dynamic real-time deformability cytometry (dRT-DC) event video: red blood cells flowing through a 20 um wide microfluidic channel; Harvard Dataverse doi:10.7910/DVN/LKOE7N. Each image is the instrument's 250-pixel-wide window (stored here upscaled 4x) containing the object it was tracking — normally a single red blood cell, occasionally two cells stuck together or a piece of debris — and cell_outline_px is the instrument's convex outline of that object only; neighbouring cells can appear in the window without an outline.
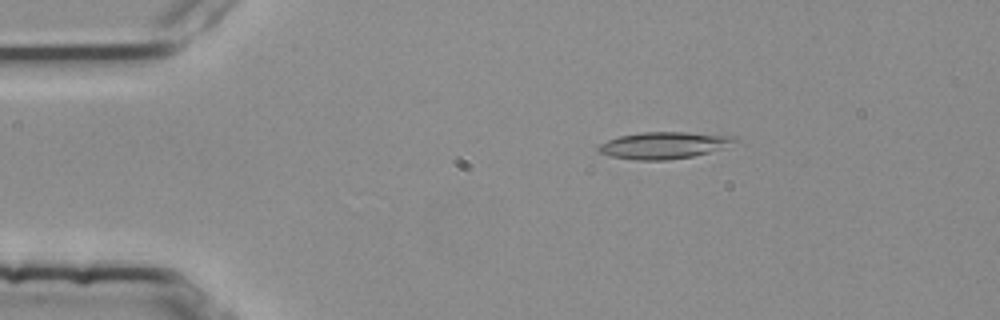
{"species": "common noctule bat (a hibernating species)", "species_latin": "Nyctalus noctula", "temperature_condition": "room temperature", "stored_images_in_passage": 46, "camera_frame_rate_fps": 3000, "um_per_image_px": 0.085, "animal": {"sex": "female", "body_mass_g": 25.1}, "frame": {"image": 1, "passage_image": 2, "time_ms": 0.333, "image_size_px": [1000, 320], "cell_outline_px": [[740, 140], [724, 148], [692, 156], [668, 160], [636, 160], [612, 156], [596, 152], [596, 148], [600, 144], [608, 140], [620, 136], [640, 132], [684, 132], [736, 136]], "centroid_in_image_um": [56.43, 12.35], "position_along_channel_um": 28.6, "area_um2": 21.33}}
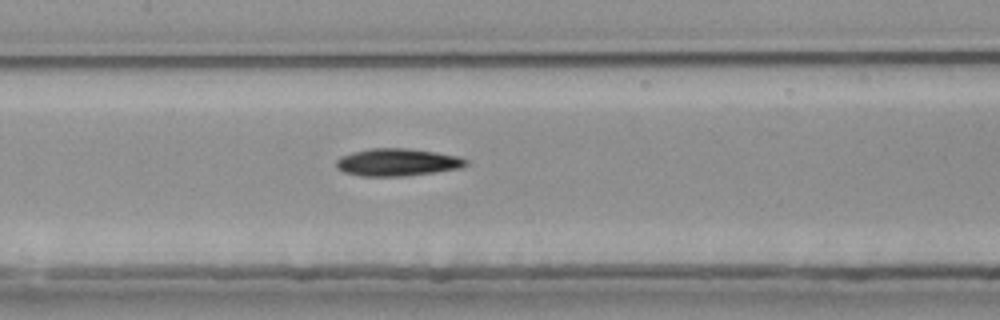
{"frame": {"image": 2, "passage_image": 18, "time_ms": 5.667, "image_size_px": [1000, 320], "cell_outline_px": [[468, 164], [460, 168], [436, 172], [400, 176], [360, 176], [344, 172], [336, 168], [336, 160], [340, 156], [352, 152], [372, 148], [408, 148], [436, 152], [460, 156], [468, 160]], "centroid_in_image_um": [33.77, 13.79], "position_along_channel_um": 173.6, "area_um2": 20.87}}
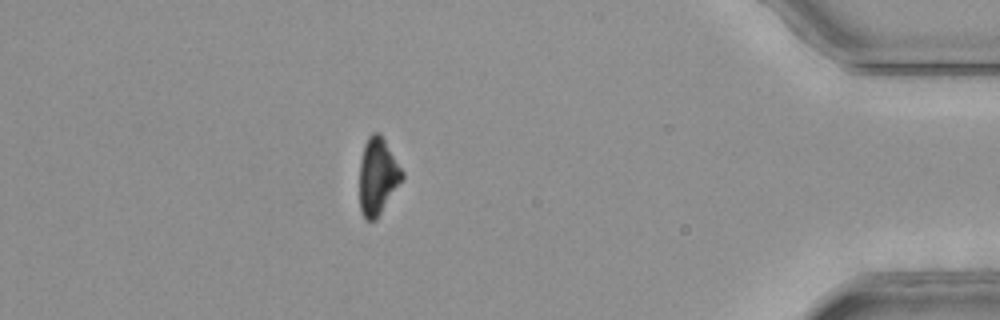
{"frame": {"image": 3, "passage_image": 40, "time_ms": 13.0, "image_size_px": [1000, 320], "cell_outline_px": [[404, 180], [376, 220], [368, 220], [360, 212], [360, 160], [364, 144], [368, 136], [372, 132], [380, 132], [404, 172]], "centroid_in_image_um": [32.12, 14.98], "position_along_channel_um": 403.1, "area_um2": 19.36}, "authors_computed_cell_mechanics": {"area_um2": 20.1722, "velocity_mm_per_s": 3.7934, "shape_relaxation_time_tau1_ms": 8.3591, "shape_relaxation_time_tau2_ms": null, "deformation_change_tau1": 0.1906, "deformation_change_tau2": null}}